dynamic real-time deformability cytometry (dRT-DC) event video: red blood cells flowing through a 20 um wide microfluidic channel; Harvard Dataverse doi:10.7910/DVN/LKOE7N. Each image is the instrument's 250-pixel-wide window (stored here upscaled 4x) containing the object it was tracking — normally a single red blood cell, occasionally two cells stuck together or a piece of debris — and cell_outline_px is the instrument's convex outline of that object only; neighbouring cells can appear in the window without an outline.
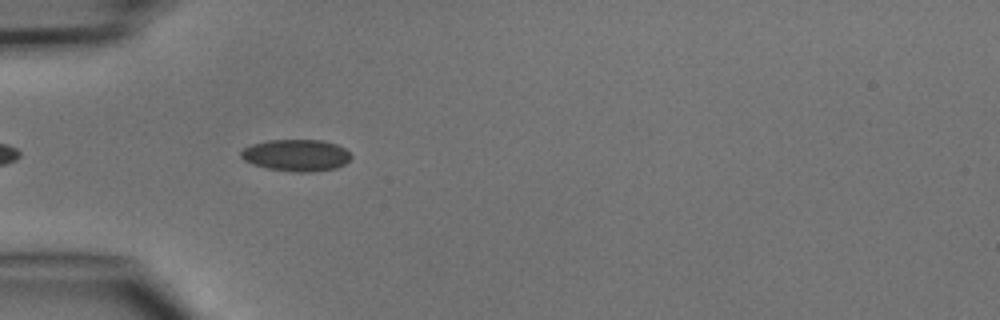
{"species": "common noctule bat (a hibernating species)", "species_latin": "Nyctalus noctula", "temperature_condition": "cold", "stored_images_in_passage": 7, "camera_frame_rate_fps": 3000, "um_per_image_px": 0.085, "animal": {"sex": "male", "body_mass_g": 15.6}, "frame": {"image": 1, "passage_image": 5, "time_ms": 4.667, "image_size_px": [1000, 320], "cell_outline_px": [[352, 156], [344, 164], [336, 168], [308, 172], [300, 172], [268, 168], [244, 160], [240, 156], [240, 152], [244, 148], [252, 144], [268, 140], [320, 140], [336, 144], [344, 148]], "centroid_in_image_um": [25.18, 13.18], "position_along_channel_um": 59.8, "area_um2": 20.06}}